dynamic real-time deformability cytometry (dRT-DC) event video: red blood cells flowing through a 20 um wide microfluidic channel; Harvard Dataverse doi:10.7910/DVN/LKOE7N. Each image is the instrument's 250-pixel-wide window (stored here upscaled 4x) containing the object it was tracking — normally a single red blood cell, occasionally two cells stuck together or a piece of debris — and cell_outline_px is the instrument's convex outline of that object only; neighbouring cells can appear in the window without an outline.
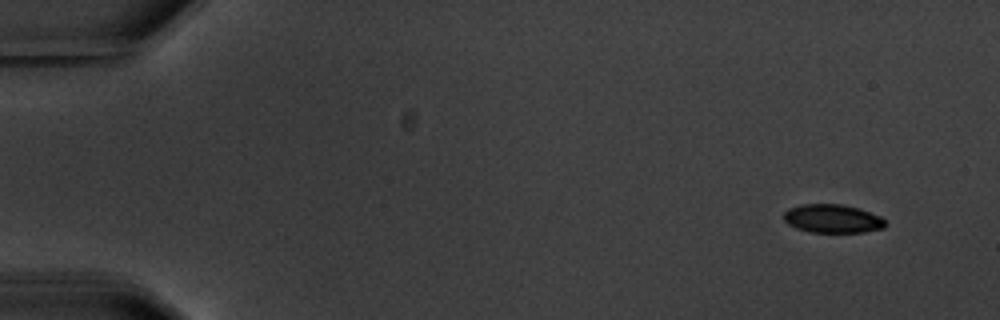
{"species": "common noctule bat (a hibernating species)", "species_latin": "Nyctalus noctula", "temperature_condition": "warm", "stored_images_in_passage": 5, "camera_frame_rate_fps": 3000, "um_per_image_px": 0.085, "animal": {"sex": "male", "body_mass_g": 20.1, "forearm_length_mm": 53.5}, "frame": {"image": 1, "passage_image": 1, "time_ms": 0.0, "image_size_px": [1000, 320], "cell_outline_px": [[888, 224], [884, 228], [864, 232], [808, 232], [796, 228], [788, 224], [784, 220], [784, 212], [788, 208], [800, 204], [840, 204], [856, 208], [880, 216]], "centroid_in_image_um": [70.74, 18.59], "position_along_channel_um": 14.3, "area_um2": 16.88}}
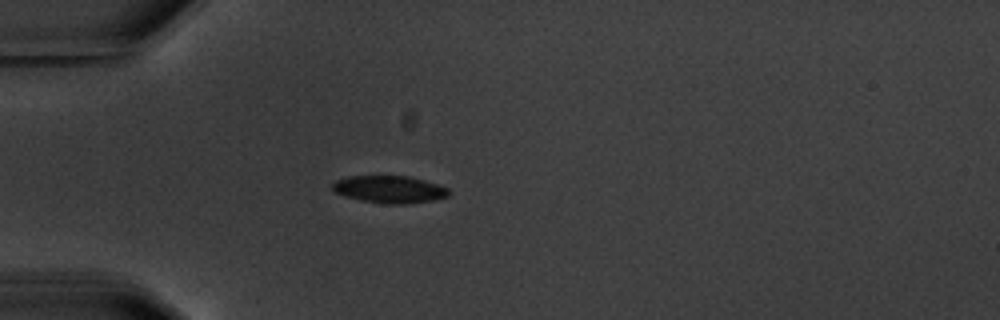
{"frame": {"image": 2, "passage_image": 5, "time_ms": 4.333, "image_size_px": [1000, 320], "cell_outline_px": [[452, 192], [448, 196], [432, 200], [408, 204], [388, 204], [360, 200], [344, 196], [336, 192], [332, 188], [332, 184], [336, 180], [348, 176], [408, 176], [424, 180], [448, 188]], "centroid_in_image_um": [33.11, 16.1], "position_along_channel_um": 51.9, "area_um2": 18.5}}